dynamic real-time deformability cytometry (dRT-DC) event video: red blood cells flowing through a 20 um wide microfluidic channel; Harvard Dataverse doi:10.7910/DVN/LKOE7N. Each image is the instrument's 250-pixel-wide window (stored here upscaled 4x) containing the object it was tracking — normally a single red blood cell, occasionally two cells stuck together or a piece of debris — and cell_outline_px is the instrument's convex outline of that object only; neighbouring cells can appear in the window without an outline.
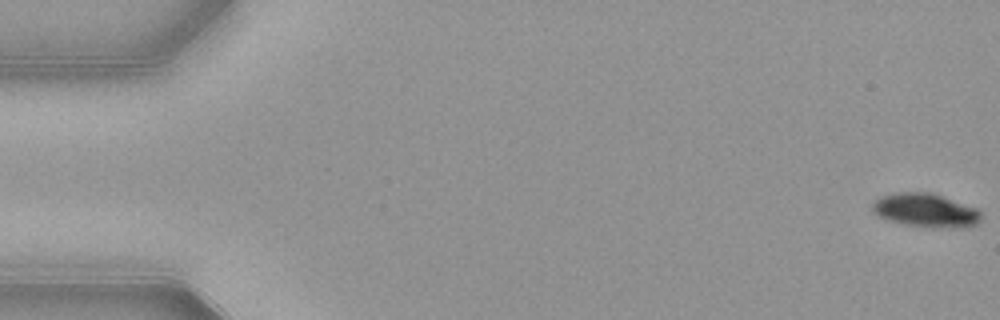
{"species": "common noctule bat (a hibernating species)", "species_latin": "Nyctalus noctula", "temperature_condition": "warm", "stored_images_in_passage": 51, "camera_frame_rate_fps": 3000, "um_per_image_px": 0.085, "animal": {"sex": "female", "body_mass_g": 21.9}, "frame": {"image": 1, "passage_image": 1, "time_ms": 0.0, "image_size_px": [1000, 320], "cell_outline_px": [[980, 220], [976, 224], [960, 228], [932, 228], [904, 224], [888, 220], [880, 216], [872, 208], [872, 204], [880, 196], [896, 192], [928, 192], [976, 208], [980, 212]], "centroid_in_image_um": [78.67, 17.89], "position_along_channel_um": 6.3, "area_um2": 21.1}}
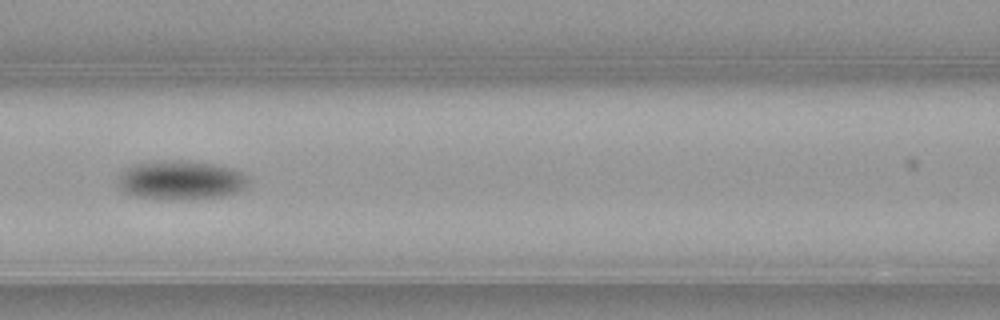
{"frame": {"image": 2, "passage_image": 24, "time_ms": 7.667, "image_size_px": [1000, 320], "cell_outline_px": [[248, 180], [244, 188], [236, 192], [220, 196], [176, 200], [136, 196], [124, 192], [120, 188], [116, 176], [124, 168], [136, 164], [172, 160], [184, 160], [216, 164], [232, 168], [248, 176]], "centroid_in_image_um": [15.33, 15.3], "position_along_channel_um": 151.3, "area_um2": 29.59}}
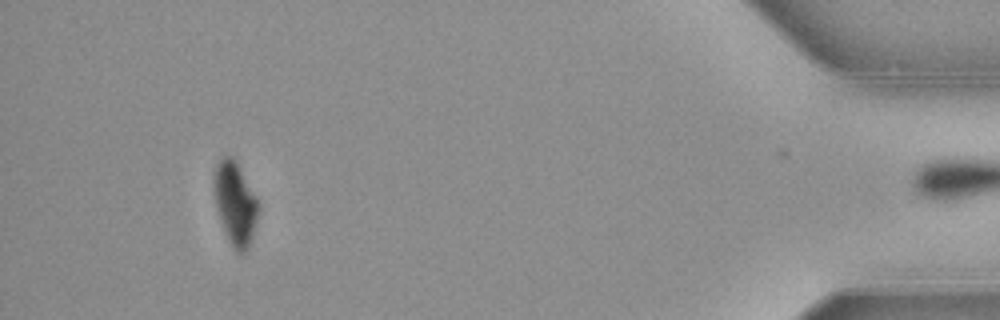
{"frame": {"image": 3, "passage_image": 50, "time_ms": 16.333, "image_size_px": [1000, 320], "cell_outline_px": [[260, 208], [256, 224], [248, 248], [244, 252], [236, 252], [232, 248], [224, 232], [216, 208], [212, 184], [212, 176], [216, 164], [220, 156], [232, 156], [236, 160], [256, 196], [260, 204]], "centroid_in_image_um": [19.97, 17.25], "position_along_channel_um": 415.2, "area_um2": 22.02}, "authors_computed_cell_mechanics": {"area_um2": 25.7788, "velocity_mm_per_s": 3.8827, "shape_relaxation_time_tau1_ms": 2.1055, "shape_relaxation_time_tau2_ms": null, "deformation_change_tau1": 0.1167, "deformation_change_tau2": null}}